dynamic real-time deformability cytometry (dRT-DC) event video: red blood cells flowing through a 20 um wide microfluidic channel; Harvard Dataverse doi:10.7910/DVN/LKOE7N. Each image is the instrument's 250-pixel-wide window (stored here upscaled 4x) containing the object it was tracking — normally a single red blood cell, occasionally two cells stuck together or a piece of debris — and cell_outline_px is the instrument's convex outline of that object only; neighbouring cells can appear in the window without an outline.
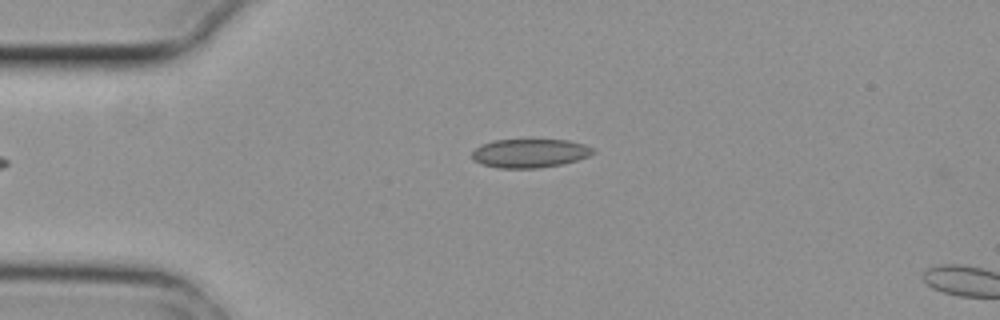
{"species": "common noctule bat (a hibernating species)", "species_latin": "Nyctalus noctula", "temperature_condition": "cold", "stored_images_in_passage": 5, "camera_frame_rate_fps": 3000, "um_per_image_px": 0.085, "animal": {"sex": "female", "body_mass_g": 29.2, "forearm_length_mm": 56.3}, "frame": {"image": 1, "passage_image": 5, "time_ms": 1.333, "image_size_px": [1000, 320], "cell_outline_px": [[596, 152], [588, 156], [576, 160], [560, 164], [536, 168], [496, 168], [480, 164], [472, 160], [472, 152], [476, 148], [484, 144], [496, 140], [568, 140], [584, 144], [592, 148]], "centroid_in_image_um": [45.01, 13.03], "position_along_channel_um": 40.0, "area_um2": 20.11}}